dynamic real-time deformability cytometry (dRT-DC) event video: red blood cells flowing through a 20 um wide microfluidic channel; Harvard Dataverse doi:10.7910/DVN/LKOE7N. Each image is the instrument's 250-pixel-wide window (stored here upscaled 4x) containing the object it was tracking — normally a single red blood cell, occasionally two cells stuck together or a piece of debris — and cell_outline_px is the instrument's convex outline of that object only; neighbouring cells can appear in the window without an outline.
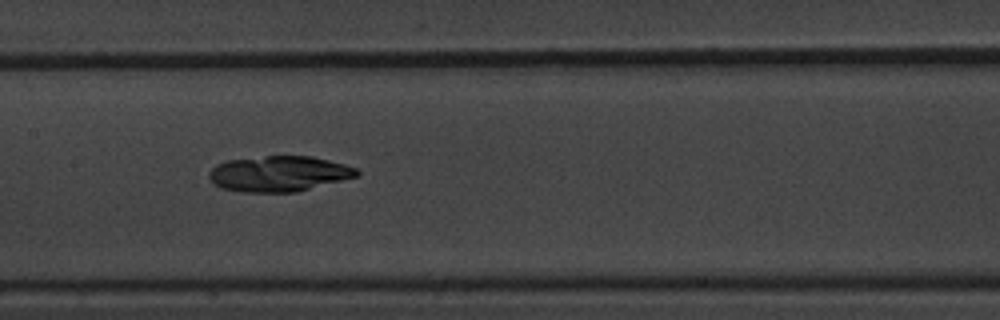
{"species": "common noctule bat (a hibernating species)", "species_latin": "Nyctalus noctula", "temperature_condition": "warm", "stored_images_in_passage": 9, "camera_frame_rate_fps": 3000, "um_per_image_px": 0.085, "animal": {"sex": "male", "body_mass_g": 20.1, "forearm_length_mm": 53.5}, "frame": {"image": 1, "passage_image": 8, "time_ms": 2.333, "image_size_px": [1000, 320], "cell_outline_px": [[360, 176], [296, 192], [244, 192], [220, 188], [208, 176], [208, 172], [216, 164], [228, 160], [264, 156], [312, 156], [344, 164], [356, 168], [360, 172]], "centroid_in_image_um": [23.73, 14.77], "position_along_channel_um": 183.7, "area_um2": 30.69}}
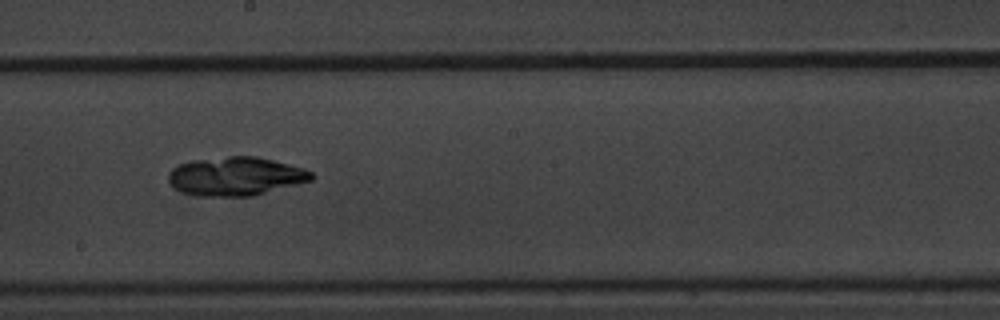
{"frame": {"image": 2, "passage_image": 9, "time_ms": 2.667, "image_size_px": [1000, 320], "cell_outline_px": [[316, 176], [312, 180], [252, 196], [200, 196], [180, 192], [168, 180], [168, 172], [172, 168], [180, 164], [192, 160], [228, 156], [256, 156], [304, 168], [312, 172]], "centroid_in_image_um": [20.03, 14.98], "position_along_channel_um": 228.2, "area_um2": 32.19}}